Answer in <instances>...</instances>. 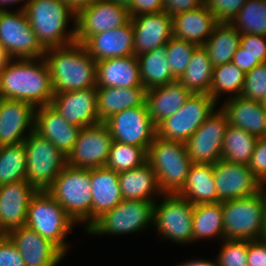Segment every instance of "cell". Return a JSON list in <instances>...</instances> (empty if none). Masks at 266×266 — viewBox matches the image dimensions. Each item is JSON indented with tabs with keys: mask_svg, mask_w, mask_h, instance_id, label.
<instances>
[{
	"mask_svg": "<svg viewBox=\"0 0 266 266\" xmlns=\"http://www.w3.org/2000/svg\"><path fill=\"white\" fill-rule=\"evenodd\" d=\"M54 91L44 59H9L0 70V98L27 102L35 108L50 105Z\"/></svg>",
	"mask_w": 266,
	"mask_h": 266,
	"instance_id": "obj_1",
	"label": "cell"
},
{
	"mask_svg": "<svg viewBox=\"0 0 266 266\" xmlns=\"http://www.w3.org/2000/svg\"><path fill=\"white\" fill-rule=\"evenodd\" d=\"M54 93L78 91L96 86V61L81 43L46 49Z\"/></svg>",
	"mask_w": 266,
	"mask_h": 266,
	"instance_id": "obj_2",
	"label": "cell"
},
{
	"mask_svg": "<svg viewBox=\"0 0 266 266\" xmlns=\"http://www.w3.org/2000/svg\"><path fill=\"white\" fill-rule=\"evenodd\" d=\"M24 11L38 41L45 49L75 42L76 13L64 0H29ZM70 19H73L74 24L72 30L68 31Z\"/></svg>",
	"mask_w": 266,
	"mask_h": 266,
	"instance_id": "obj_3",
	"label": "cell"
},
{
	"mask_svg": "<svg viewBox=\"0 0 266 266\" xmlns=\"http://www.w3.org/2000/svg\"><path fill=\"white\" fill-rule=\"evenodd\" d=\"M224 239L256 240L265 237V186L248 197L222 202Z\"/></svg>",
	"mask_w": 266,
	"mask_h": 266,
	"instance_id": "obj_4",
	"label": "cell"
},
{
	"mask_svg": "<svg viewBox=\"0 0 266 266\" xmlns=\"http://www.w3.org/2000/svg\"><path fill=\"white\" fill-rule=\"evenodd\" d=\"M90 169L66 165L47 192L77 223L92 224V194Z\"/></svg>",
	"mask_w": 266,
	"mask_h": 266,
	"instance_id": "obj_5",
	"label": "cell"
},
{
	"mask_svg": "<svg viewBox=\"0 0 266 266\" xmlns=\"http://www.w3.org/2000/svg\"><path fill=\"white\" fill-rule=\"evenodd\" d=\"M147 162L156 173L163 194H176L183 187L192 165L185 143L158 136L147 150Z\"/></svg>",
	"mask_w": 266,
	"mask_h": 266,
	"instance_id": "obj_6",
	"label": "cell"
},
{
	"mask_svg": "<svg viewBox=\"0 0 266 266\" xmlns=\"http://www.w3.org/2000/svg\"><path fill=\"white\" fill-rule=\"evenodd\" d=\"M76 222L65 209L47 192L37 191L28 205L26 226L55 244L67 255L69 243L66 237Z\"/></svg>",
	"mask_w": 266,
	"mask_h": 266,
	"instance_id": "obj_7",
	"label": "cell"
},
{
	"mask_svg": "<svg viewBox=\"0 0 266 266\" xmlns=\"http://www.w3.org/2000/svg\"><path fill=\"white\" fill-rule=\"evenodd\" d=\"M154 202L122 200L98 217L85 232L89 235L134 234L153 225Z\"/></svg>",
	"mask_w": 266,
	"mask_h": 266,
	"instance_id": "obj_8",
	"label": "cell"
},
{
	"mask_svg": "<svg viewBox=\"0 0 266 266\" xmlns=\"http://www.w3.org/2000/svg\"><path fill=\"white\" fill-rule=\"evenodd\" d=\"M23 143L27 157L26 182L36 191H47L66 166V156L34 131Z\"/></svg>",
	"mask_w": 266,
	"mask_h": 266,
	"instance_id": "obj_9",
	"label": "cell"
},
{
	"mask_svg": "<svg viewBox=\"0 0 266 266\" xmlns=\"http://www.w3.org/2000/svg\"><path fill=\"white\" fill-rule=\"evenodd\" d=\"M0 46L9 59H37L46 53L22 9L0 10Z\"/></svg>",
	"mask_w": 266,
	"mask_h": 266,
	"instance_id": "obj_10",
	"label": "cell"
},
{
	"mask_svg": "<svg viewBox=\"0 0 266 266\" xmlns=\"http://www.w3.org/2000/svg\"><path fill=\"white\" fill-rule=\"evenodd\" d=\"M161 198V203L154 202V229L171 242L193 243L194 205L177 193L162 194Z\"/></svg>",
	"mask_w": 266,
	"mask_h": 266,
	"instance_id": "obj_11",
	"label": "cell"
},
{
	"mask_svg": "<svg viewBox=\"0 0 266 266\" xmlns=\"http://www.w3.org/2000/svg\"><path fill=\"white\" fill-rule=\"evenodd\" d=\"M217 102L206 93H194L180 110L160 122L157 136L185 143L203 122L216 110Z\"/></svg>",
	"mask_w": 266,
	"mask_h": 266,
	"instance_id": "obj_12",
	"label": "cell"
},
{
	"mask_svg": "<svg viewBox=\"0 0 266 266\" xmlns=\"http://www.w3.org/2000/svg\"><path fill=\"white\" fill-rule=\"evenodd\" d=\"M105 123L113 140L147 150L157 136V128L151 119L147 103L113 114Z\"/></svg>",
	"mask_w": 266,
	"mask_h": 266,
	"instance_id": "obj_13",
	"label": "cell"
},
{
	"mask_svg": "<svg viewBox=\"0 0 266 266\" xmlns=\"http://www.w3.org/2000/svg\"><path fill=\"white\" fill-rule=\"evenodd\" d=\"M112 142L113 138L105 122L83 127L66 157V165L83 169L105 167Z\"/></svg>",
	"mask_w": 266,
	"mask_h": 266,
	"instance_id": "obj_14",
	"label": "cell"
},
{
	"mask_svg": "<svg viewBox=\"0 0 266 266\" xmlns=\"http://www.w3.org/2000/svg\"><path fill=\"white\" fill-rule=\"evenodd\" d=\"M228 125L226 113L221 107H217L185 142L192 163L214 164L222 159V146Z\"/></svg>",
	"mask_w": 266,
	"mask_h": 266,
	"instance_id": "obj_15",
	"label": "cell"
},
{
	"mask_svg": "<svg viewBox=\"0 0 266 266\" xmlns=\"http://www.w3.org/2000/svg\"><path fill=\"white\" fill-rule=\"evenodd\" d=\"M130 19L128 8L111 0H97L76 13L75 42L83 44L90 36L122 27Z\"/></svg>",
	"mask_w": 266,
	"mask_h": 266,
	"instance_id": "obj_16",
	"label": "cell"
},
{
	"mask_svg": "<svg viewBox=\"0 0 266 266\" xmlns=\"http://www.w3.org/2000/svg\"><path fill=\"white\" fill-rule=\"evenodd\" d=\"M213 175L220 202L252 196L264 187L244 164L221 159L213 164Z\"/></svg>",
	"mask_w": 266,
	"mask_h": 266,
	"instance_id": "obj_17",
	"label": "cell"
},
{
	"mask_svg": "<svg viewBox=\"0 0 266 266\" xmlns=\"http://www.w3.org/2000/svg\"><path fill=\"white\" fill-rule=\"evenodd\" d=\"M50 105L71 125L79 128L99 123L97 88L54 93Z\"/></svg>",
	"mask_w": 266,
	"mask_h": 266,
	"instance_id": "obj_18",
	"label": "cell"
},
{
	"mask_svg": "<svg viewBox=\"0 0 266 266\" xmlns=\"http://www.w3.org/2000/svg\"><path fill=\"white\" fill-rule=\"evenodd\" d=\"M6 235L19 250L25 266H57L66 256L55 244L26 225Z\"/></svg>",
	"mask_w": 266,
	"mask_h": 266,
	"instance_id": "obj_19",
	"label": "cell"
},
{
	"mask_svg": "<svg viewBox=\"0 0 266 266\" xmlns=\"http://www.w3.org/2000/svg\"><path fill=\"white\" fill-rule=\"evenodd\" d=\"M35 110L27 102L0 98V146L24 142L34 131Z\"/></svg>",
	"mask_w": 266,
	"mask_h": 266,
	"instance_id": "obj_20",
	"label": "cell"
},
{
	"mask_svg": "<svg viewBox=\"0 0 266 266\" xmlns=\"http://www.w3.org/2000/svg\"><path fill=\"white\" fill-rule=\"evenodd\" d=\"M134 55L151 52L166 45L173 36L172 17L165 11L131 16Z\"/></svg>",
	"mask_w": 266,
	"mask_h": 266,
	"instance_id": "obj_21",
	"label": "cell"
},
{
	"mask_svg": "<svg viewBox=\"0 0 266 266\" xmlns=\"http://www.w3.org/2000/svg\"><path fill=\"white\" fill-rule=\"evenodd\" d=\"M36 192L26 181L0 186V230L3 234L26 224L28 205Z\"/></svg>",
	"mask_w": 266,
	"mask_h": 266,
	"instance_id": "obj_22",
	"label": "cell"
},
{
	"mask_svg": "<svg viewBox=\"0 0 266 266\" xmlns=\"http://www.w3.org/2000/svg\"><path fill=\"white\" fill-rule=\"evenodd\" d=\"M81 128L71 125L51 105L36 108L34 132L52 142L68 156L77 141Z\"/></svg>",
	"mask_w": 266,
	"mask_h": 266,
	"instance_id": "obj_23",
	"label": "cell"
},
{
	"mask_svg": "<svg viewBox=\"0 0 266 266\" xmlns=\"http://www.w3.org/2000/svg\"><path fill=\"white\" fill-rule=\"evenodd\" d=\"M83 45L96 62L109 58L134 55L133 25L131 20L122 27L90 36Z\"/></svg>",
	"mask_w": 266,
	"mask_h": 266,
	"instance_id": "obj_24",
	"label": "cell"
},
{
	"mask_svg": "<svg viewBox=\"0 0 266 266\" xmlns=\"http://www.w3.org/2000/svg\"><path fill=\"white\" fill-rule=\"evenodd\" d=\"M96 86L97 88L143 86L137 56L131 55L97 61Z\"/></svg>",
	"mask_w": 266,
	"mask_h": 266,
	"instance_id": "obj_25",
	"label": "cell"
},
{
	"mask_svg": "<svg viewBox=\"0 0 266 266\" xmlns=\"http://www.w3.org/2000/svg\"><path fill=\"white\" fill-rule=\"evenodd\" d=\"M220 106L230 125L242 128L257 138L266 137V107L260 101L242 96L228 98Z\"/></svg>",
	"mask_w": 266,
	"mask_h": 266,
	"instance_id": "obj_26",
	"label": "cell"
},
{
	"mask_svg": "<svg viewBox=\"0 0 266 266\" xmlns=\"http://www.w3.org/2000/svg\"><path fill=\"white\" fill-rule=\"evenodd\" d=\"M218 22L203 4L199 8L172 17L173 37L203 46Z\"/></svg>",
	"mask_w": 266,
	"mask_h": 266,
	"instance_id": "obj_27",
	"label": "cell"
},
{
	"mask_svg": "<svg viewBox=\"0 0 266 266\" xmlns=\"http://www.w3.org/2000/svg\"><path fill=\"white\" fill-rule=\"evenodd\" d=\"M92 194V223L103 213L118 205L123 197L119 173L106 167L90 169Z\"/></svg>",
	"mask_w": 266,
	"mask_h": 266,
	"instance_id": "obj_28",
	"label": "cell"
},
{
	"mask_svg": "<svg viewBox=\"0 0 266 266\" xmlns=\"http://www.w3.org/2000/svg\"><path fill=\"white\" fill-rule=\"evenodd\" d=\"M192 94L178 80L147 89L146 103L154 124L157 126L180 110Z\"/></svg>",
	"mask_w": 266,
	"mask_h": 266,
	"instance_id": "obj_29",
	"label": "cell"
},
{
	"mask_svg": "<svg viewBox=\"0 0 266 266\" xmlns=\"http://www.w3.org/2000/svg\"><path fill=\"white\" fill-rule=\"evenodd\" d=\"M119 185L123 200L155 202V196H162L156 173L148 162L132 170L119 172Z\"/></svg>",
	"mask_w": 266,
	"mask_h": 266,
	"instance_id": "obj_30",
	"label": "cell"
},
{
	"mask_svg": "<svg viewBox=\"0 0 266 266\" xmlns=\"http://www.w3.org/2000/svg\"><path fill=\"white\" fill-rule=\"evenodd\" d=\"M147 89L144 86L120 88H97V110L100 122H105L113 114L146 103Z\"/></svg>",
	"mask_w": 266,
	"mask_h": 266,
	"instance_id": "obj_31",
	"label": "cell"
},
{
	"mask_svg": "<svg viewBox=\"0 0 266 266\" xmlns=\"http://www.w3.org/2000/svg\"><path fill=\"white\" fill-rule=\"evenodd\" d=\"M177 194L193 205L219 203L213 164L192 163L186 181Z\"/></svg>",
	"mask_w": 266,
	"mask_h": 266,
	"instance_id": "obj_32",
	"label": "cell"
},
{
	"mask_svg": "<svg viewBox=\"0 0 266 266\" xmlns=\"http://www.w3.org/2000/svg\"><path fill=\"white\" fill-rule=\"evenodd\" d=\"M241 33L230 23L218 22L212 35L204 43L213 67L232 62L233 56L240 47Z\"/></svg>",
	"mask_w": 266,
	"mask_h": 266,
	"instance_id": "obj_33",
	"label": "cell"
},
{
	"mask_svg": "<svg viewBox=\"0 0 266 266\" xmlns=\"http://www.w3.org/2000/svg\"><path fill=\"white\" fill-rule=\"evenodd\" d=\"M140 76L146 89L175 82L169 64L166 63V45L137 56Z\"/></svg>",
	"mask_w": 266,
	"mask_h": 266,
	"instance_id": "obj_34",
	"label": "cell"
},
{
	"mask_svg": "<svg viewBox=\"0 0 266 266\" xmlns=\"http://www.w3.org/2000/svg\"><path fill=\"white\" fill-rule=\"evenodd\" d=\"M215 237L224 239L222 202L194 205L193 242Z\"/></svg>",
	"mask_w": 266,
	"mask_h": 266,
	"instance_id": "obj_35",
	"label": "cell"
},
{
	"mask_svg": "<svg viewBox=\"0 0 266 266\" xmlns=\"http://www.w3.org/2000/svg\"><path fill=\"white\" fill-rule=\"evenodd\" d=\"M213 65L204 46H198L178 81L189 91L209 94Z\"/></svg>",
	"mask_w": 266,
	"mask_h": 266,
	"instance_id": "obj_36",
	"label": "cell"
},
{
	"mask_svg": "<svg viewBox=\"0 0 266 266\" xmlns=\"http://www.w3.org/2000/svg\"><path fill=\"white\" fill-rule=\"evenodd\" d=\"M257 137L242 128L228 125L222 146V160L248 165Z\"/></svg>",
	"mask_w": 266,
	"mask_h": 266,
	"instance_id": "obj_37",
	"label": "cell"
},
{
	"mask_svg": "<svg viewBox=\"0 0 266 266\" xmlns=\"http://www.w3.org/2000/svg\"><path fill=\"white\" fill-rule=\"evenodd\" d=\"M245 82V73L233 62L213 67L209 95L218 103L220 96L228 94L230 97L241 95Z\"/></svg>",
	"mask_w": 266,
	"mask_h": 266,
	"instance_id": "obj_38",
	"label": "cell"
},
{
	"mask_svg": "<svg viewBox=\"0 0 266 266\" xmlns=\"http://www.w3.org/2000/svg\"><path fill=\"white\" fill-rule=\"evenodd\" d=\"M26 167L24 143L0 146V186L26 181Z\"/></svg>",
	"mask_w": 266,
	"mask_h": 266,
	"instance_id": "obj_39",
	"label": "cell"
},
{
	"mask_svg": "<svg viewBox=\"0 0 266 266\" xmlns=\"http://www.w3.org/2000/svg\"><path fill=\"white\" fill-rule=\"evenodd\" d=\"M230 24L241 34L266 36V3L247 0Z\"/></svg>",
	"mask_w": 266,
	"mask_h": 266,
	"instance_id": "obj_40",
	"label": "cell"
},
{
	"mask_svg": "<svg viewBox=\"0 0 266 266\" xmlns=\"http://www.w3.org/2000/svg\"><path fill=\"white\" fill-rule=\"evenodd\" d=\"M146 162V148L113 140L105 167L119 173L140 167Z\"/></svg>",
	"mask_w": 266,
	"mask_h": 266,
	"instance_id": "obj_41",
	"label": "cell"
},
{
	"mask_svg": "<svg viewBox=\"0 0 266 266\" xmlns=\"http://www.w3.org/2000/svg\"><path fill=\"white\" fill-rule=\"evenodd\" d=\"M198 45L183 39L171 37L166 43V63L172 70L173 77L178 80L186 70L189 61Z\"/></svg>",
	"mask_w": 266,
	"mask_h": 266,
	"instance_id": "obj_42",
	"label": "cell"
},
{
	"mask_svg": "<svg viewBox=\"0 0 266 266\" xmlns=\"http://www.w3.org/2000/svg\"><path fill=\"white\" fill-rule=\"evenodd\" d=\"M220 253L217 255L218 266H248L247 240L223 239Z\"/></svg>",
	"mask_w": 266,
	"mask_h": 266,
	"instance_id": "obj_43",
	"label": "cell"
},
{
	"mask_svg": "<svg viewBox=\"0 0 266 266\" xmlns=\"http://www.w3.org/2000/svg\"><path fill=\"white\" fill-rule=\"evenodd\" d=\"M265 95L266 63H261L245 74L244 88L240 96L262 102Z\"/></svg>",
	"mask_w": 266,
	"mask_h": 266,
	"instance_id": "obj_44",
	"label": "cell"
},
{
	"mask_svg": "<svg viewBox=\"0 0 266 266\" xmlns=\"http://www.w3.org/2000/svg\"><path fill=\"white\" fill-rule=\"evenodd\" d=\"M247 0H204L217 22L230 23Z\"/></svg>",
	"mask_w": 266,
	"mask_h": 266,
	"instance_id": "obj_45",
	"label": "cell"
},
{
	"mask_svg": "<svg viewBox=\"0 0 266 266\" xmlns=\"http://www.w3.org/2000/svg\"><path fill=\"white\" fill-rule=\"evenodd\" d=\"M248 167L263 186H266V137L257 139Z\"/></svg>",
	"mask_w": 266,
	"mask_h": 266,
	"instance_id": "obj_46",
	"label": "cell"
},
{
	"mask_svg": "<svg viewBox=\"0 0 266 266\" xmlns=\"http://www.w3.org/2000/svg\"><path fill=\"white\" fill-rule=\"evenodd\" d=\"M240 46L260 63H266V36L241 34Z\"/></svg>",
	"mask_w": 266,
	"mask_h": 266,
	"instance_id": "obj_47",
	"label": "cell"
},
{
	"mask_svg": "<svg viewBox=\"0 0 266 266\" xmlns=\"http://www.w3.org/2000/svg\"><path fill=\"white\" fill-rule=\"evenodd\" d=\"M0 266H25L19 250L6 234L0 237Z\"/></svg>",
	"mask_w": 266,
	"mask_h": 266,
	"instance_id": "obj_48",
	"label": "cell"
},
{
	"mask_svg": "<svg viewBox=\"0 0 266 266\" xmlns=\"http://www.w3.org/2000/svg\"><path fill=\"white\" fill-rule=\"evenodd\" d=\"M247 265L266 266V238L247 240Z\"/></svg>",
	"mask_w": 266,
	"mask_h": 266,
	"instance_id": "obj_49",
	"label": "cell"
},
{
	"mask_svg": "<svg viewBox=\"0 0 266 266\" xmlns=\"http://www.w3.org/2000/svg\"><path fill=\"white\" fill-rule=\"evenodd\" d=\"M163 11L171 17L176 14L192 11L204 4V0H162Z\"/></svg>",
	"mask_w": 266,
	"mask_h": 266,
	"instance_id": "obj_50",
	"label": "cell"
},
{
	"mask_svg": "<svg viewBox=\"0 0 266 266\" xmlns=\"http://www.w3.org/2000/svg\"><path fill=\"white\" fill-rule=\"evenodd\" d=\"M162 11H163L162 0H133V3L129 8L130 16L159 13Z\"/></svg>",
	"mask_w": 266,
	"mask_h": 266,
	"instance_id": "obj_51",
	"label": "cell"
},
{
	"mask_svg": "<svg viewBox=\"0 0 266 266\" xmlns=\"http://www.w3.org/2000/svg\"><path fill=\"white\" fill-rule=\"evenodd\" d=\"M232 62L245 74L261 64L256 58L245 52L241 46L235 52Z\"/></svg>",
	"mask_w": 266,
	"mask_h": 266,
	"instance_id": "obj_52",
	"label": "cell"
},
{
	"mask_svg": "<svg viewBox=\"0 0 266 266\" xmlns=\"http://www.w3.org/2000/svg\"><path fill=\"white\" fill-rule=\"evenodd\" d=\"M70 8L77 13L79 10H81L84 7H87L88 5L93 4L97 0H64Z\"/></svg>",
	"mask_w": 266,
	"mask_h": 266,
	"instance_id": "obj_53",
	"label": "cell"
},
{
	"mask_svg": "<svg viewBox=\"0 0 266 266\" xmlns=\"http://www.w3.org/2000/svg\"><path fill=\"white\" fill-rule=\"evenodd\" d=\"M180 266H218L217 265V260L213 262L212 260H207V259H193L186 261L185 263L183 262L180 264Z\"/></svg>",
	"mask_w": 266,
	"mask_h": 266,
	"instance_id": "obj_54",
	"label": "cell"
},
{
	"mask_svg": "<svg viewBox=\"0 0 266 266\" xmlns=\"http://www.w3.org/2000/svg\"><path fill=\"white\" fill-rule=\"evenodd\" d=\"M28 1L29 0H0V10H7L8 8L6 6H9V5L13 6L14 4L17 5V3H21V2H22V5L20 6L19 9L24 10V8H25V6H26Z\"/></svg>",
	"mask_w": 266,
	"mask_h": 266,
	"instance_id": "obj_55",
	"label": "cell"
},
{
	"mask_svg": "<svg viewBox=\"0 0 266 266\" xmlns=\"http://www.w3.org/2000/svg\"><path fill=\"white\" fill-rule=\"evenodd\" d=\"M8 60H9L8 56L6 55L3 48L0 46V70L7 63Z\"/></svg>",
	"mask_w": 266,
	"mask_h": 266,
	"instance_id": "obj_56",
	"label": "cell"
},
{
	"mask_svg": "<svg viewBox=\"0 0 266 266\" xmlns=\"http://www.w3.org/2000/svg\"><path fill=\"white\" fill-rule=\"evenodd\" d=\"M111 1L117 3L118 5L124 6L128 9L131 7L133 3V0H111Z\"/></svg>",
	"mask_w": 266,
	"mask_h": 266,
	"instance_id": "obj_57",
	"label": "cell"
},
{
	"mask_svg": "<svg viewBox=\"0 0 266 266\" xmlns=\"http://www.w3.org/2000/svg\"><path fill=\"white\" fill-rule=\"evenodd\" d=\"M265 200H266V186H265ZM265 238H266V222H265Z\"/></svg>",
	"mask_w": 266,
	"mask_h": 266,
	"instance_id": "obj_58",
	"label": "cell"
},
{
	"mask_svg": "<svg viewBox=\"0 0 266 266\" xmlns=\"http://www.w3.org/2000/svg\"><path fill=\"white\" fill-rule=\"evenodd\" d=\"M262 103L266 107V95H265L264 100L262 101Z\"/></svg>",
	"mask_w": 266,
	"mask_h": 266,
	"instance_id": "obj_59",
	"label": "cell"
},
{
	"mask_svg": "<svg viewBox=\"0 0 266 266\" xmlns=\"http://www.w3.org/2000/svg\"><path fill=\"white\" fill-rule=\"evenodd\" d=\"M4 234L2 233V231L0 230V237H2Z\"/></svg>",
	"mask_w": 266,
	"mask_h": 266,
	"instance_id": "obj_60",
	"label": "cell"
}]
</instances>
